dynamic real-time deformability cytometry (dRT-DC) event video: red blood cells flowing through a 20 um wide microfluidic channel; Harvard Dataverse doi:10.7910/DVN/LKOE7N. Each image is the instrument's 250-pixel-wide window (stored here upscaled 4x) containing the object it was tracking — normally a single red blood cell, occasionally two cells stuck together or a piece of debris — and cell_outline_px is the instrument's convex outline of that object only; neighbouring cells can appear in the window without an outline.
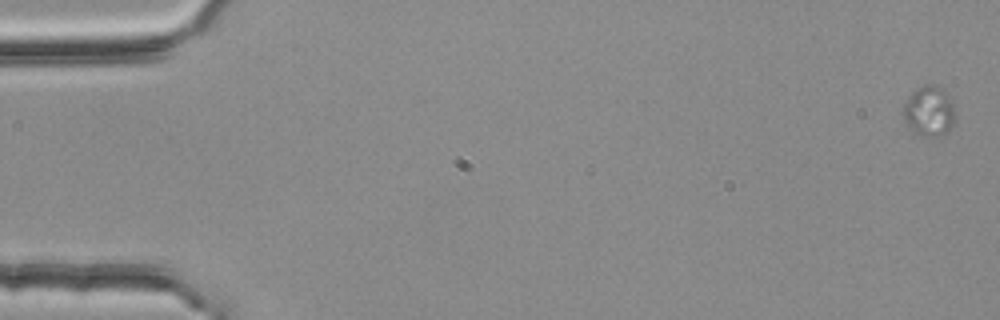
{"species": "common noctule bat (a hibernating species)", "species_latin": "Nyctalus noctula", "temperature_condition": "room temperature", "stored_images_in_passage": 5, "camera_frame_rate_fps": 3000, "um_per_image_px": 0.085, "animal": {"sex": "female", "body_mass_g": 25.1}, "frame": {"image": 1, "passage_image": 1, "time_ms": 0.0, "image_size_px": [1000, 320], "cell_outline_px": [[956, 120], [944, 132], [932, 136], [916, 132], [904, 120], [904, 104], [912, 92], [916, 88], [924, 84], [932, 84], [944, 88], [948, 92], [956, 116]], "centroid_in_image_um": [79.0, 9.36], "position_along_channel_um": 6.0, "area_um2": 14.8}}